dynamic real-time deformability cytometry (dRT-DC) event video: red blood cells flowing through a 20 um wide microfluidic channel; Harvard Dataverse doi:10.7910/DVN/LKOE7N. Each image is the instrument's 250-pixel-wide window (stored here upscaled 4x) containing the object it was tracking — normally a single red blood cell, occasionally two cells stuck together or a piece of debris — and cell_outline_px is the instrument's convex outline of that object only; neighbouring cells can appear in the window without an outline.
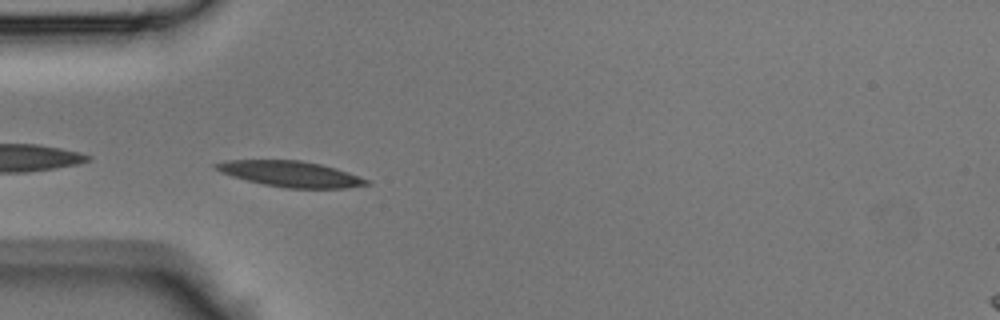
{"species": "Egyptian fruit bat (a non-hibernating species)", "species_latin": "Rousettus aegyptiacus", "temperature_condition": "room temperature", "stored_images_in_passage": 34, "camera_frame_rate_fps": 3000, "um_per_image_px": 0.085, "animal": {"sex": "male"}, "frame": {"image": 1, "passage_image": 1, "time_ms": 0.0, "image_size_px": [1000, 320], "cell_outline_px": [[372, 184], [348, 188], [284, 188], [264, 184], [232, 176], [220, 172], [212, 164], [228, 160], [300, 160], [320, 164], [336, 168], [348, 172], [368, 180]], "centroid_in_image_um": [24.72, 14.78], "position_along_channel_um": 60.3, "area_um2": 22.48}}
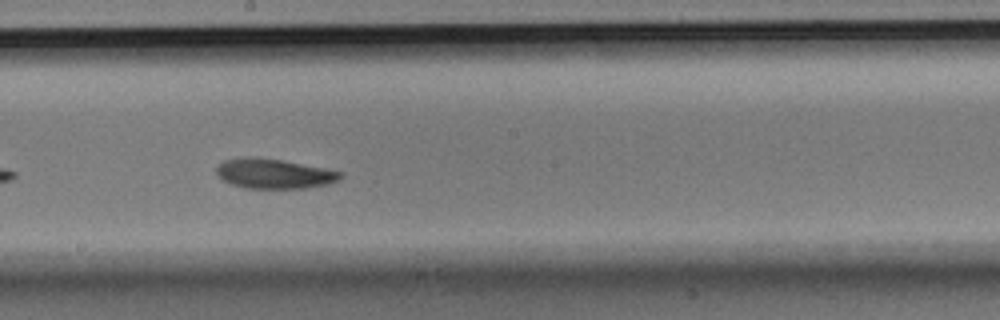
{"frame": {"image": 2, "passage_image": 13, "time_ms": 4.0, "image_size_px": [1000, 320], "cell_outline_px": [[344, 176], [328, 184], [304, 188], [244, 188], [232, 184], [224, 180], [216, 172], [216, 168], [224, 160], [252, 156], [280, 160], [324, 168], [344, 172]], "centroid_in_image_um": [23.3, 14.76], "position_along_channel_um": 224.9, "area_um2": 21.27}}
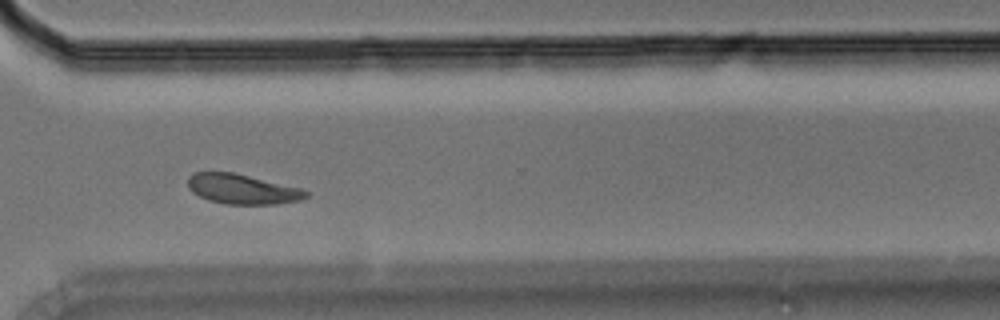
{"frame": {"image": 3, "passage_image": 22, "time_ms": 7.0, "image_size_px": [1000, 320], "cell_outline_px": [[308, 196], [300, 200], [276, 204], [224, 204], [208, 200], [192, 192], [188, 188], [188, 176], [192, 172], [232, 172], [300, 188], [308, 192]], "centroid_in_image_um": [20.55, 16.07], "position_along_channel_um": 350.1, "area_um2": 20.46}}